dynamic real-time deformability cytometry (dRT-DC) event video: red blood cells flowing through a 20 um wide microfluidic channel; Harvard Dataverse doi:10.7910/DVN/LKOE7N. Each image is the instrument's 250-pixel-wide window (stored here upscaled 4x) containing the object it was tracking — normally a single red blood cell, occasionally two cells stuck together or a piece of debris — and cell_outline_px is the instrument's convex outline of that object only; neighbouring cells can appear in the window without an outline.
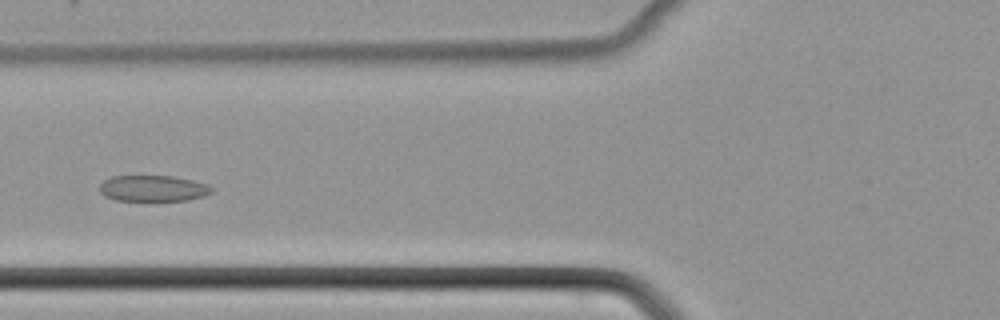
{"species": "common noctule bat (a hibernating species)", "species_latin": "Nyctalus noctula", "temperature_condition": "cold", "stored_images_in_passage": 48, "camera_frame_rate_fps": 3000, "um_per_image_px": 0.085, "animal": {"sex": "female", "body_mass_g": 22.7, "forearm_length_mm": 54.2}, "frame": {"image": 1, "passage_image": 17, "time_ms": 5.333, "image_size_px": [1000, 320], "cell_outline_px": [[212, 192], [204, 196], [188, 200], [116, 200], [104, 196], [100, 192], [100, 184], [104, 180], [112, 176], [172, 176], [192, 180], [208, 184], [212, 188]], "centroid_in_image_um": [13.01, 16.01], "position_along_channel_um": 112.8, "area_um2": 16.94}}
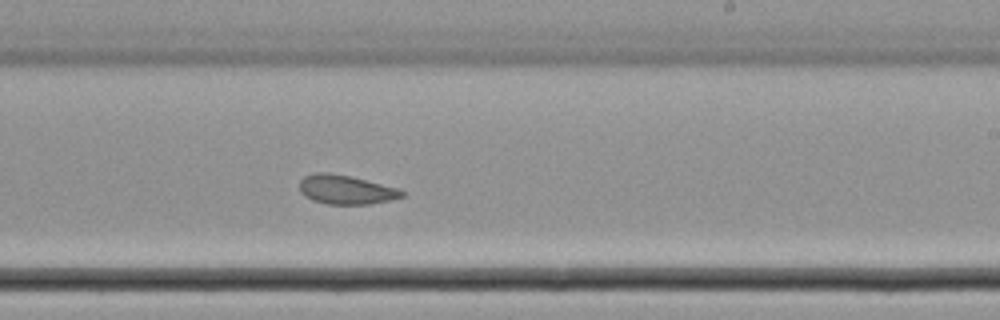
{"frame": {"image": 2, "passage_image": 28, "time_ms": 9.0, "image_size_px": [1000, 320], "cell_outline_px": [[404, 196], [392, 200], [368, 204], [328, 204], [312, 200], [304, 196], [300, 192], [300, 180], [304, 176], [316, 172], [328, 172], [348, 176], [400, 188], [404, 192]], "centroid_in_image_um": [29.4, 16.12], "position_along_channel_um": 259.6, "area_um2": 17.4}}
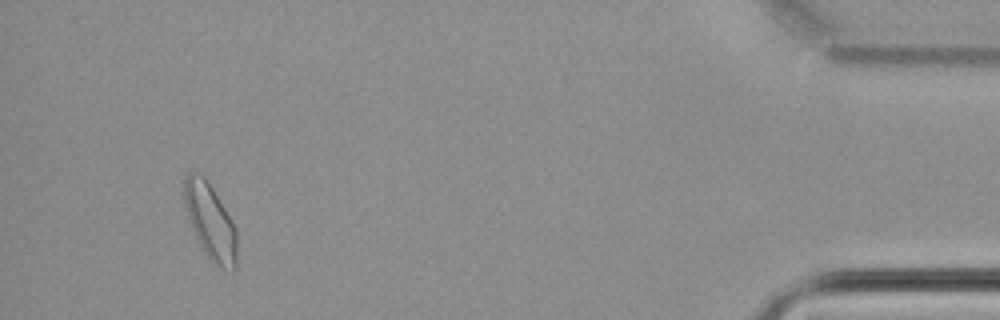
{"frame": {"image": 3, "passage_image": 45, "time_ms": 14.667, "image_size_px": [1000, 320], "cell_outline_px": [[236, 268], [232, 272], [224, 272], [212, 264], [208, 260], [188, 220], [184, 204], [184, 176], [188, 172], [200, 172], [208, 180], [236, 228]], "centroid_in_image_um": [17.87, 18.87], "position_along_channel_um": 417.3, "area_um2": 23.76}}